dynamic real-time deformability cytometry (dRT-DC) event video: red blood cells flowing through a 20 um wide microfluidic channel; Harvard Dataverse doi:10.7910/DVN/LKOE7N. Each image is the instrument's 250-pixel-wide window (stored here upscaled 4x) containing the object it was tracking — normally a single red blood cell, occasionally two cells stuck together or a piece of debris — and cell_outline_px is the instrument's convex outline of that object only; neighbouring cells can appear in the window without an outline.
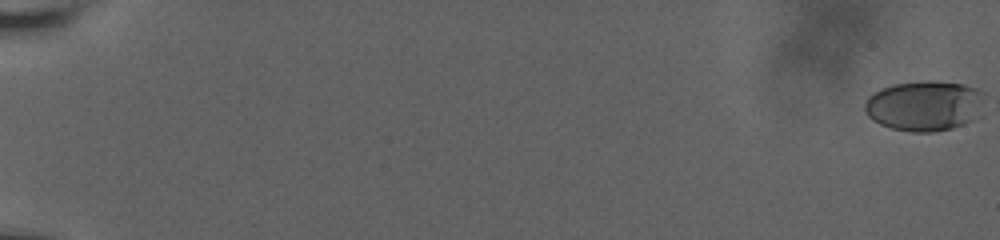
{"species": "human", "species_latin": "Homo sapiens", "temperature_condition": "room temperature", "stored_images_in_passage": 14, "camera_frame_rate_fps": 3000, "um_per_image_px": 0.085, "donor": {"sex": "male"}, "frame": {"image": 1, "passage_image": 1, "time_ms": 0.0, "image_size_px": [1000, 240], "cell_outline_px": [[984, 92], [972, 120], [952, 128], [932, 132], [912, 132], [892, 128], [880, 124], [872, 120], [864, 112], [864, 104], [868, 96], [880, 88], [896, 84], [928, 80], [964, 84], [976, 88]], "centroid_in_image_um": [78.49, 8.98], "position_along_channel_um": 6.5, "area_um2": 34.68}}
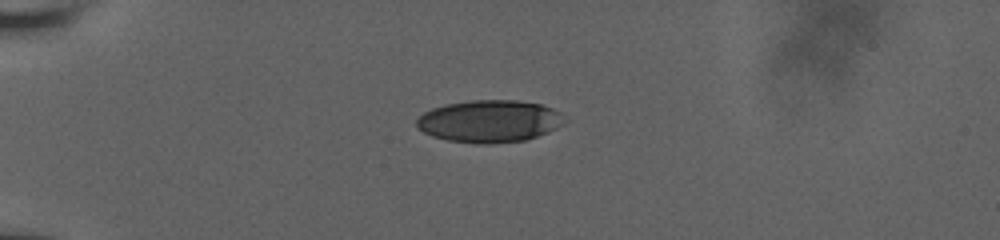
{"frame": {"image": 2, "passage_image": 10, "time_ms": 6.0, "image_size_px": [1000, 240], "cell_outline_px": [[564, 124], [548, 132], [524, 140], [488, 144], [476, 144], [448, 140], [432, 136], [424, 132], [416, 124], [416, 120], [424, 112], [432, 108], [444, 104], [472, 100], [516, 100], [540, 104], [552, 108], [560, 112]], "centroid_in_image_um": [41.58, 10.3], "position_along_channel_um": 43.4, "area_um2": 36.3}}
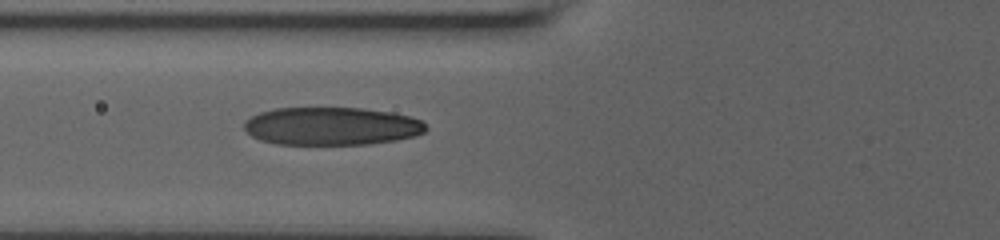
{"frame": {"image": 3, "passage_image": 14, "time_ms": 8.667, "image_size_px": [1000, 240], "cell_outline_px": [[428, 128], [424, 132], [416, 136], [396, 140], [368, 144], [276, 144], [260, 140], [252, 136], [244, 128], [244, 120], [260, 112], [276, 108], [364, 108], [392, 112], [408, 116], [420, 120]], "centroid_in_image_um": [28.18, 10.72], "position_along_channel_um": 97.6, "area_um2": 40.29}}